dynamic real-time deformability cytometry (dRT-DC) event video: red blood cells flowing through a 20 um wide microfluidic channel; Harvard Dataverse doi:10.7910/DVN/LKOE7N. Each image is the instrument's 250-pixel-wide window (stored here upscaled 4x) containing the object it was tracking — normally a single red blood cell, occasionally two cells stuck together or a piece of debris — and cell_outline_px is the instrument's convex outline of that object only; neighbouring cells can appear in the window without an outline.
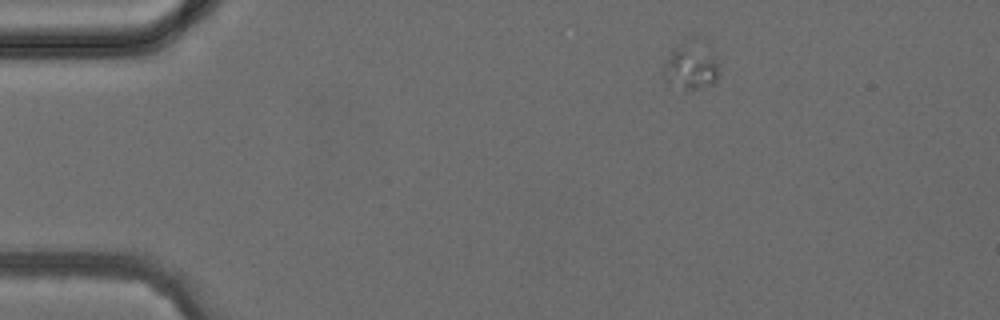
{"species": "common noctule bat (a hibernating species)", "species_latin": "Nyctalus noctula", "temperature_condition": "cold", "stored_images_in_passage": 4, "camera_frame_rate_fps": 3000, "um_per_image_px": 0.085, "animal": {"sex": "female", "body_mass_g": 24.6, "forearm_length_mm": 56.2}, "frame": {"image": 1, "passage_image": 2, "time_ms": 1.333, "image_size_px": [1000, 320], "cell_outline_px": [[720, 76], [712, 84], [688, 92], [684, 92], [668, 84], [664, 72], [664, 68], [668, 56], [672, 48], [680, 44], [712, 48], [720, 68]], "centroid_in_image_um": [58.77, 5.75], "position_along_channel_um": 26.2, "area_um2": 15.03}}